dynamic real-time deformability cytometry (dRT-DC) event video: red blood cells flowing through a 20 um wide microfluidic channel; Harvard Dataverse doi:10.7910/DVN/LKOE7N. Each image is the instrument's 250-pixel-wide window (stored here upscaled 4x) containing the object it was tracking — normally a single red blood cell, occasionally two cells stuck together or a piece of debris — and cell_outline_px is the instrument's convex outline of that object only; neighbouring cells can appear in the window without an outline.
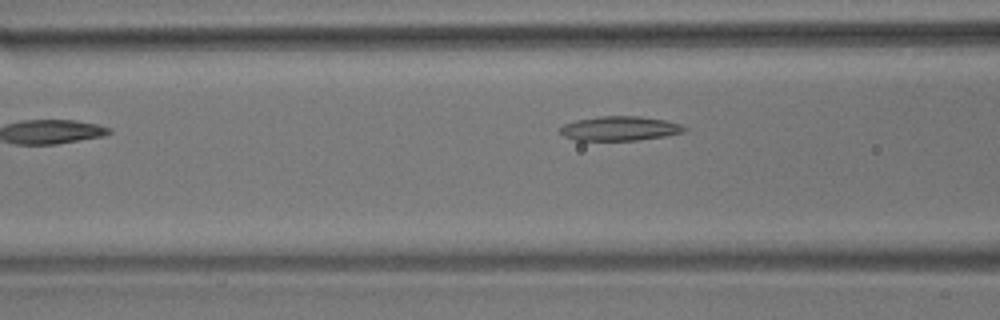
{"species": "common noctule bat (a hibernating species)", "species_latin": "Nyctalus noctula", "temperature_condition": "room temperature", "stored_images_in_passage": 4, "camera_frame_rate_fps": 3000, "um_per_image_px": 0.085, "animal": {"sex": "male", "body_mass_g": 17.9}, "frame": {"image": 1, "passage_image": 4, "time_ms": 3.667, "image_size_px": [1000, 320], "cell_outline_px": [[688, 128], [684, 132], [664, 136], [640, 140], [576, 140], [564, 136], [560, 132], [560, 128], [564, 124], [576, 120], [600, 116], [640, 116], [664, 120], [680, 124]], "centroid_in_image_um": [52.69, 10.92], "position_along_channel_um": 113.9, "area_um2": 17.57}}